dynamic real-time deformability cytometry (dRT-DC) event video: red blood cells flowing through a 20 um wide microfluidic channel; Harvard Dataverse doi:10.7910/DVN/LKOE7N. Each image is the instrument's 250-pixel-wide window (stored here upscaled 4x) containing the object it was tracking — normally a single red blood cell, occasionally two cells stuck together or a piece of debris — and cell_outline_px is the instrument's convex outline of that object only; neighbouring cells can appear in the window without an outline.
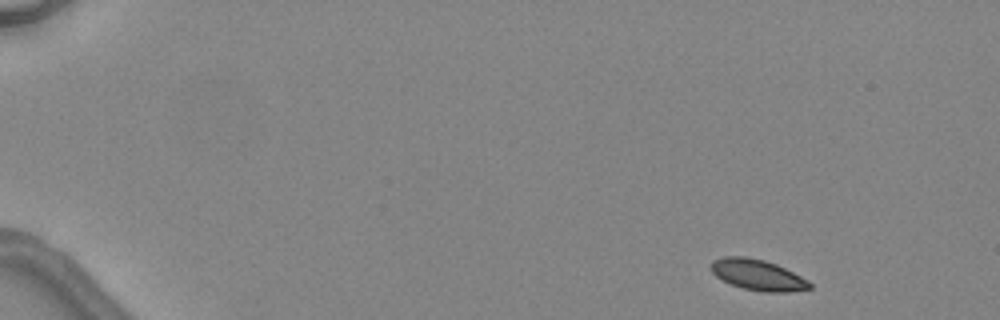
{"species": "common noctule bat (a hibernating species)", "species_latin": "Nyctalus noctula", "temperature_condition": "warm", "stored_images_in_passage": 3, "camera_frame_rate_fps": 3000, "um_per_image_px": 0.085, "animal": {"sex": "female", "body_mass_g": 24.6, "forearm_length_mm": 56.2}, "frame": {"image": 1, "passage_image": 1, "time_ms": 0.0, "image_size_px": [1000, 320], "cell_outline_px": [[812, 288], [788, 292], [764, 292], [744, 288], [732, 284], [716, 276], [708, 268], [712, 260], [724, 256], [744, 256], [764, 260], [776, 264], [808, 280], [812, 284]], "centroid_in_image_um": [64.38, 23.35], "position_along_channel_um": 20.6, "area_um2": 17.69}}
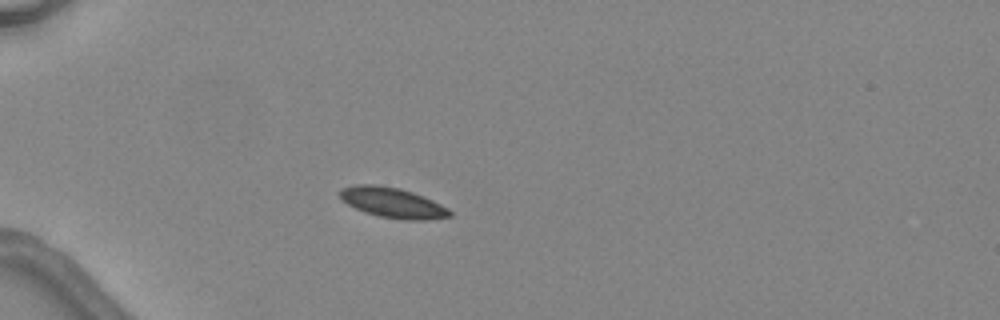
{"frame": {"image": 2, "passage_image": 3, "time_ms": 3.333, "image_size_px": [1000, 320], "cell_outline_px": [[452, 216], [428, 220], [404, 220], [380, 216], [364, 212], [340, 200], [340, 188], [356, 184], [376, 184], [400, 188], [412, 192], [432, 200], [448, 208], [452, 212]], "centroid_in_image_um": [33.36, 17.22], "position_along_channel_um": 51.6, "area_um2": 19.42}}